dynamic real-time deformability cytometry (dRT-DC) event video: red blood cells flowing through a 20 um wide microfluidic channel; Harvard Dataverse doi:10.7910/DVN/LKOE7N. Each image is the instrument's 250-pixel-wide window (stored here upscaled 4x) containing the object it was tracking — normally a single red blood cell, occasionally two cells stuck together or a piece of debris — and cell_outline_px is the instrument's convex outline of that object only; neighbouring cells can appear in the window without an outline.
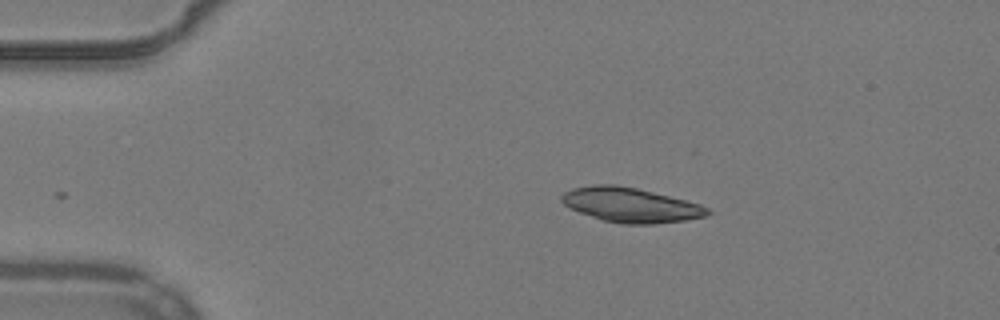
{"species": "common noctule bat (a hibernating species)", "species_latin": "Nyctalus noctula", "temperature_condition": "warm", "stored_images_in_passage": 16, "camera_frame_rate_fps": 3000, "um_per_image_px": 0.085, "animal": {"sex": "male", "body_mass_g": 19.2, "forearm_length_mm": 51.8}, "frame": {"image": 1, "passage_image": 1, "time_ms": 0.0, "image_size_px": [1000, 320], "cell_outline_px": [[712, 212], [708, 216], [684, 220], [652, 224], [620, 224], [604, 220], [580, 212], [564, 204], [560, 200], [560, 196], [564, 192], [572, 188], [592, 184], [616, 184], [636, 188], [700, 204], [708, 208]], "centroid_in_image_um": [53.59, 17.42], "position_along_channel_um": 31.4, "area_um2": 29.25}}